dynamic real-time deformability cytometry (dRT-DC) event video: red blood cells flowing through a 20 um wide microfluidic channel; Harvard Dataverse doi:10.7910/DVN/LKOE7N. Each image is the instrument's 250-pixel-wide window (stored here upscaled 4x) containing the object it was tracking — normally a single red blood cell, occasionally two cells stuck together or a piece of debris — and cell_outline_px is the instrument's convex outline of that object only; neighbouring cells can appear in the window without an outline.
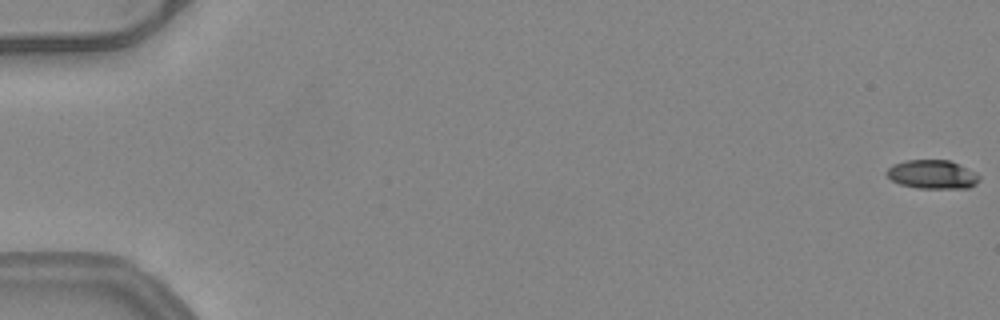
{"species": "common noctule bat (a hibernating species)", "species_latin": "Nyctalus noctula", "temperature_condition": "warm", "stored_images_in_passage": 53, "camera_frame_rate_fps": 3000, "um_per_image_px": 0.085, "animal": {"sex": "female", "body_mass_g": 24.6, "forearm_length_mm": 56.2}, "frame": {"image": 1, "passage_image": 1, "time_ms": 0.0, "image_size_px": [1000, 320], "cell_outline_px": [[980, 180], [976, 184], [968, 188], [916, 188], [900, 184], [892, 180], [884, 172], [892, 164], [908, 160], [948, 160], [960, 164], [976, 172], [980, 176]], "centroid_in_image_um": [79.26, 14.82], "position_along_channel_um": 5.7, "area_um2": 15.66}}
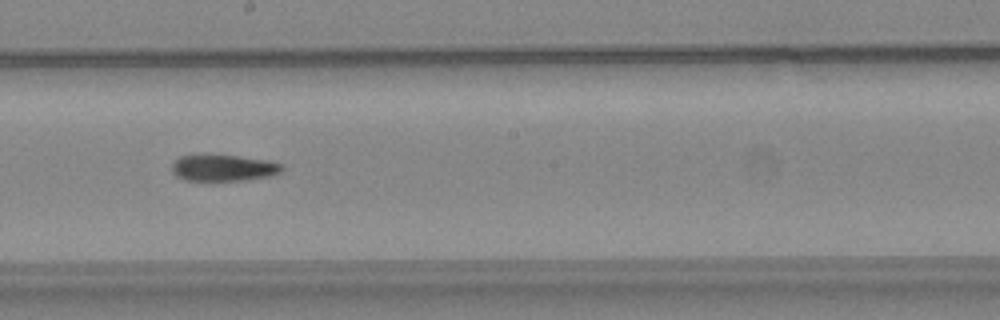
{"frame": {"image": 2, "passage_image": 31, "time_ms": 10.0, "image_size_px": [1000, 320], "cell_outline_px": [[284, 168], [280, 172], [268, 176], [244, 180], [184, 180], [176, 176], [172, 172], [172, 164], [180, 156], [236, 156], [268, 160], [284, 164]], "centroid_in_image_um": [19.02, 14.28], "position_along_channel_um": 229.2, "area_um2": 16.59}}
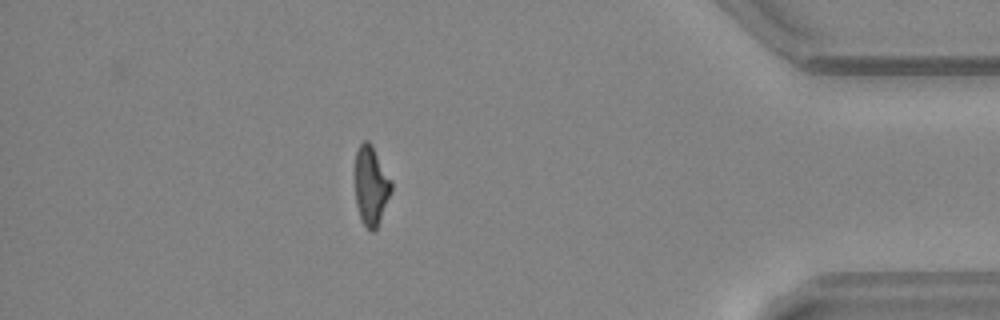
{"frame": {"image": 3, "passage_image": 47, "time_ms": 15.333, "image_size_px": [1000, 320], "cell_outline_px": [[392, 188], [380, 220], [376, 228], [372, 232], [364, 224], [360, 216], [356, 204], [356, 148], [364, 140], [368, 140], [372, 144], [392, 180]], "centroid_in_image_um": [31.55, 15.73], "position_along_channel_um": 403.7, "area_um2": 16.53}, "authors_computed_cell_mechanics": {"area_um2": 17.1088, "velocity_mm_per_s": 4.0354, "shape_relaxation_time_tau1_ms": 10.6859, "shape_relaxation_time_tau2_ms": null, "deformation_change_tau1": 0.2639, "deformation_change_tau2": null}}